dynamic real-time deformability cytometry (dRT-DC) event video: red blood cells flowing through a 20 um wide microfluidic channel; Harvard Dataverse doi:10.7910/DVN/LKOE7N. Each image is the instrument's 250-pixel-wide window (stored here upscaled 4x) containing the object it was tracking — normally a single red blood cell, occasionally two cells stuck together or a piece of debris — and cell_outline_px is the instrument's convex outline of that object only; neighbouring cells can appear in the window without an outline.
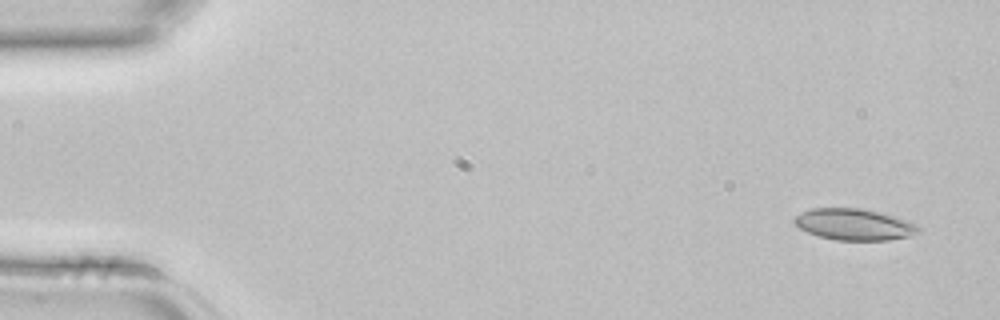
{"species": "common noctule bat (a hibernating species)", "species_latin": "Nyctalus noctula", "temperature_condition": "room temperature", "stored_images_in_passage": 4, "camera_frame_rate_fps": 3000, "um_per_image_px": 0.085, "animal": {"sex": "female", "body_mass_g": 22.7, "forearm_length_mm": 54.2}, "frame": {"image": 1, "passage_image": 1, "time_ms": 0.0, "image_size_px": [1000, 320], "cell_outline_px": [[920, 232], [908, 236], [888, 240], [836, 240], [820, 236], [808, 232], [800, 228], [792, 220], [800, 212], [812, 208], [864, 208], [896, 216], [916, 224], [920, 228]], "centroid_in_image_um": [72.61, 19.06], "position_along_channel_um": 12.4, "area_um2": 22.72}}
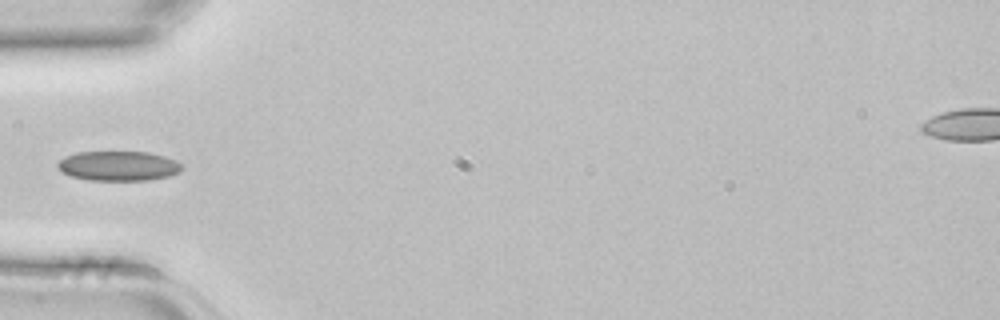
{"frame": {"image": 2, "passage_image": 4, "time_ms": 1.0, "image_size_px": [1000, 320], "cell_outline_px": [[184, 168], [180, 172], [168, 176], [148, 180], [88, 180], [72, 176], [64, 172], [56, 164], [64, 156], [76, 152], [148, 152], [164, 156], [176, 160], [184, 164]], "centroid_in_image_um": [10.12, 14.1], "position_along_channel_um": 74.9, "area_um2": 21.56}}